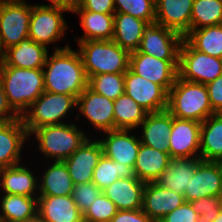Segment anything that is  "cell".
I'll return each instance as SVG.
<instances>
[{"mask_svg":"<svg viewBox=\"0 0 222 222\" xmlns=\"http://www.w3.org/2000/svg\"><path fill=\"white\" fill-rule=\"evenodd\" d=\"M71 48L48 54L43 67L45 91L78 97L88 86L80 53Z\"/></svg>","mask_w":222,"mask_h":222,"instance_id":"obj_1","label":"cell"},{"mask_svg":"<svg viewBox=\"0 0 222 222\" xmlns=\"http://www.w3.org/2000/svg\"><path fill=\"white\" fill-rule=\"evenodd\" d=\"M0 82L12 108L20 115L45 91L43 68L0 67Z\"/></svg>","mask_w":222,"mask_h":222,"instance_id":"obj_2","label":"cell"},{"mask_svg":"<svg viewBox=\"0 0 222 222\" xmlns=\"http://www.w3.org/2000/svg\"><path fill=\"white\" fill-rule=\"evenodd\" d=\"M167 111L176 118L203 122L215 114L205 84L177 77L168 91Z\"/></svg>","mask_w":222,"mask_h":222,"instance_id":"obj_3","label":"cell"},{"mask_svg":"<svg viewBox=\"0 0 222 222\" xmlns=\"http://www.w3.org/2000/svg\"><path fill=\"white\" fill-rule=\"evenodd\" d=\"M74 122L48 125L33 130L30 134L38 143V149L48 161H64L71 156L90 136ZM87 134V135H86ZM36 138V139H35Z\"/></svg>","mask_w":222,"mask_h":222,"instance_id":"obj_4","label":"cell"},{"mask_svg":"<svg viewBox=\"0 0 222 222\" xmlns=\"http://www.w3.org/2000/svg\"><path fill=\"white\" fill-rule=\"evenodd\" d=\"M77 43L88 78L103 73H125L129 69L130 52L113 40H88Z\"/></svg>","mask_w":222,"mask_h":222,"instance_id":"obj_5","label":"cell"},{"mask_svg":"<svg viewBox=\"0 0 222 222\" xmlns=\"http://www.w3.org/2000/svg\"><path fill=\"white\" fill-rule=\"evenodd\" d=\"M74 108H77L76 96L44 91L22 114L21 119L29 135L43 126L67 123L68 113L71 114Z\"/></svg>","mask_w":222,"mask_h":222,"instance_id":"obj_6","label":"cell"},{"mask_svg":"<svg viewBox=\"0 0 222 222\" xmlns=\"http://www.w3.org/2000/svg\"><path fill=\"white\" fill-rule=\"evenodd\" d=\"M64 12L66 13L67 11L60 8L42 7L32 4L29 37L33 42L46 47H49L48 45L56 46L53 50L69 47L68 42L62 48L56 44L61 38L66 37L65 31L68 30V24L63 15Z\"/></svg>","mask_w":222,"mask_h":222,"instance_id":"obj_7","label":"cell"},{"mask_svg":"<svg viewBox=\"0 0 222 222\" xmlns=\"http://www.w3.org/2000/svg\"><path fill=\"white\" fill-rule=\"evenodd\" d=\"M221 75V58L200 52L183 39L179 51V78L206 85Z\"/></svg>","mask_w":222,"mask_h":222,"instance_id":"obj_8","label":"cell"},{"mask_svg":"<svg viewBox=\"0 0 222 222\" xmlns=\"http://www.w3.org/2000/svg\"><path fill=\"white\" fill-rule=\"evenodd\" d=\"M30 17L27 1L0 3V39L5 50L29 37Z\"/></svg>","mask_w":222,"mask_h":222,"instance_id":"obj_9","label":"cell"},{"mask_svg":"<svg viewBox=\"0 0 222 222\" xmlns=\"http://www.w3.org/2000/svg\"><path fill=\"white\" fill-rule=\"evenodd\" d=\"M184 37L179 33L161 26L157 22L149 23L144 28L139 49L162 60H179V51Z\"/></svg>","mask_w":222,"mask_h":222,"instance_id":"obj_10","label":"cell"},{"mask_svg":"<svg viewBox=\"0 0 222 222\" xmlns=\"http://www.w3.org/2000/svg\"><path fill=\"white\" fill-rule=\"evenodd\" d=\"M77 109L79 114L75 115L76 120L79 121L82 114L101 135L115 130L114 101L94 92L88 86L77 97Z\"/></svg>","mask_w":222,"mask_h":222,"instance_id":"obj_11","label":"cell"},{"mask_svg":"<svg viewBox=\"0 0 222 222\" xmlns=\"http://www.w3.org/2000/svg\"><path fill=\"white\" fill-rule=\"evenodd\" d=\"M179 60H162L154 56L133 51L129 68L137 75L162 86L167 92L178 77Z\"/></svg>","mask_w":222,"mask_h":222,"instance_id":"obj_12","label":"cell"},{"mask_svg":"<svg viewBox=\"0 0 222 222\" xmlns=\"http://www.w3.org/2000/svg\"><path fill=\"white\" fill-rule=\"evenodd\" d=\"M124 93L142 106L148 113L167 110L168 92L130 68L124 73Z\"/></svg>","mask_w":222,"mask_h":222,"instance_id":"obj_13","label":"cell"},{"mask_svg":"<svg viewBox=\"0 0 222 222\" xmlns=\"http://www.w3.org/2000/svg\"><path fill=\"white\" fill-rule=\"evenodd\" d=\"M222 194V162L204 161L198 158V167L186 188V202Z\"/></svg>","mask_w":222,"mask_h":222,"instance_id":"obj_14","label":"cell"},{"mask_svg":"<svg viewBox=\"0 0 222 222\" xmlns=\"http://www.w3.org/2000/svg\"><path fill=\"white\" fill-rule=\"evenodd\" d=\"M201 122L179 119L172 116L169 138L171 158L199 157Z\"/></svg>","mask_w":222,"mask_h":222,"instance_id":"obj_15","label":"cell"},{"mask_svg":"<svg viewBox=\"0 0 222 222\" xmlns=\"http://www.w3.org/2000/svg\"><path fill=\"white\" fill-rule=\"evenodd\" d=\"M92 138L89 137L71 156L63 161L74 185L92 181L94 168L103 155L100 141L96 137L92 136Z\"/></svg>","mask_w":222,"mask_h":222,"instance_id":"obj_16","label":"cell"},{"mask_svg":"<svg viewBox=\"0 0 222 222\" xmlns=\"http://www.w3.org/2000/svg\"><path fill=\"white\" fill-rule=\"evenodd\" d=\"M131 132H134V130L115 129L106 131L103 132L102 137L100 135L101 139L98 138V140L106 157L133 168L141 140L139 135L131 134Z\"/></svg>","mask_w":222,"mask_h":222,"instance_id":"obj_17","label":"cell"},{"mask_svg":"<svg viewBox=\"0 0 222 222\" xmlns=\"http://www.w3.org/2000/svg\"><path fill=\"white\" fill-rule=\"evenodd\" d=\"M28 138L21 118L0 121V169L23 163L21 154Z\"/></svg>","mask_w":222,"mask_h":222,"instance_id":"obj_18","label":"cell"},{"mask_svg":"<svg viewBox=\"0 0 222 222\" xmlns=\"http://www.w3.org/2000/svg\"><path fill=\"white\" fill-rule=\"evenodd\" d=\"M185 202L184 195L161 187L156 182H148L143 190L142 210L154 221L174 211Z\"/></svg>","mask_w":222,"mask_h":222,"instance_id":"obj_19","label":"cell"},{"mask_svg":"<svg viewBox=\"0 0 222 222\" xmlns=\"http://www.w3.org/2000/svg\"><path fill=\"white\" fill-rule=\"evenodd\" d=\"M193 2L194 0H155V22L184 37L190 31Z\"/></svg>","mask_w":222,"mask_h":222,"instance_id":"obj_20","label":"cell"},{"mask_svg":"<svg viewBox=\"0 0 222 222\" xmlns=\"http://www.w3.org/2000/svg\"><path fill=\"white\" fill-rule=\"evenodd\" d=\"M141 143L169 154V138L172 128V115L167 111L147 113L140 124Z\"/></svg>","mask_w":222,"mask_h":222,"instance_id":"obj_21","label":"cell"},{"mask_svg":"<svg viewBox=\"0 0 222 222\" xmlns=\"http://www.w3.org/2000/svg\"><path fill=\"white\" fill-rule=\"evenodd\" d=\"M25 164L0 169V192L11 195L39 197L38 176ZM28 167V168H27Z\"/></svg>","mask_w":222,"mask_h":222,"instance_id":"obj_22","label":"cell"},{"mask_svg":"<svg viewBox=\"0 0 222 222\" xmlns=\"http://www.w3.org/2000/svg\"><path fill=\"white\" fill-rule=\"evenodd\" d=\"M48 48L33 42L30 37L5 50L4 64L24 69L43 68L48 56Z\"/></svg>","mask_w":222,"mask_h":222,"instance_id":"obj_23","label":"cell"},{"mask_svg":"<svg viewBox=\"0 0 222 222\" xmlns=\"http://www.w3.org/2000/svg\"><path fill=\"white\" fill-rule=\"evenodd\" d=\"M37 213L45 222H84L72 195L39 196Z\"/></svg>","mask_w":222,"mask_h":222,"instance_id":"obj_24","label":"cell"},{"mask_svg":"<svg viewBox=\"0 0 222 222\" xmlns=\"http://www.w3.org/2000/svg\"><path fill=\"white\" fill-rule=\"evenodd\" d=\"M145 182L131 178H120L102 192L115 204L117 210L142 209Z\"/></svg>","mask_w":222,"mask_h":222,"instance_id":"obj_25","label":"cell"},{"mask_svg":"<svg viewBox=\"0 0 222 222\" xmlns=\"http://www.w3.org/2000/svg\"><path fill=\"white\" fill-rule=\"evenodd\" d=\"M198 158L200 157L171 158L169 165L155 182L167 190L184 195L186 188H189L191 176L198 167Z\"/></svg>","mask_w":222,"mask_h":222,"instance_id":"obj_26","label":"cell"},{"mask_svg":"<svg viewBox=\"0 0 222 222\" xmlns=\"http://www.w3.org/2000/svg\"><path fill=\"white\" fill-rule=\"evenodd\" d=\"M38 176L39 196H70L74 189L73 180L63 161L48 162ZM51 163V164H50Z\"/></svg>","mask_w":222,"mask_h":222,"instance_id":"obj_27","label":"cell"},{"mask_svg":"<svg viewBox=\"0 0 222 222\" xmlns=\"http://www.w3.org/2000/svg\"><path fill=\"white\" fill-rule=\"evenodd\" d=\"M170 159L168 153L141 143L133 167L134 175L142 182H155L169 165Z\"/></svg>","mask_w":222,"mask_h":222,"instance_id":"obj_28","label":"cell"},{"mask_svg":"<svg viewBox=\"0 0 222 222\" xmlns=\"http://www.w3.org/2000/svg\"><path fill=\"white\" fill-rule=\"evenodd\" d=\"M147 24L132 15L115 12L112 40L130 53L137 51Z\"/></svg>","mask_w":222,"mask_h":222,"instance_id":"obj_29","label":"cell"},{"mask_svg":"<svg viewBox=\"0 0 222 222\" xmlns=\"http://www.w3.org/2000/svg\"><path fill=\"white\" fill-rule=\"evenodd\" d=\"M72 13L80 17L79 23L84 33L83 36H79L78 39L73 37L75 42L112 40L114 32V14H104L87 10H73Z\"/></svg>","mask_w":222,"mask_h":222,"instance_id":"obj_30","label":"cell"},{"mask_svg":"<svg viewBox=\"0 0 222 222\" xmlns=\"http://www.w3.org/2000/svg\"><path fill=\"white\" fill-rule=\"evenodd\" d=\"M200 159L222 162V113H215L201 123Z\"/></svg>","mask_w":222,"mask_h":222,"instance_id":"obj_31","label":"cell"},{"mask_svg":"<svg viewBox=\"0 0 222 222\" xmlns=\"http://www.w3.org/2000/svg\"><path fill=\"white\" fill-rule=\"evenodd\" d=\"M0 194V222H19L37 213L38 197Z\"/></svg>","mask_w":222,"mask_h":222,"instance_id":"obj_32","label":"cell"},{"mask_svg":"<svg viewBox=\"0 0 222 222\" xmlns=\"http://www.w3.org/2000/svg\"><path fill=\"white\" fill-rule=\"evenodd\" d=\"M184 39L194 49L222 59V24L191 29Z\"/></svg>","mask_w":222,"mask_h":222,"instance_id":"obj_33","label":"cell"},{"mask_svg":"<svg viewBox=\"0 0 222 222\" xmlns=\"http://www.w3.org/2000/svg\"><path fill=\"white\" fill-rule=\"evenodd\" d=\"M147 113L129 95L123 93L114 100L115 129L137 130Z\"/></svg>","mask_w":222,"mask_h":222,"instance_id":"obj_34","label":"cell"},{"mask_svg":"<svg viewBox=\"0 0 222 222\" xmlns=\"http://www.w3.org/2000/svg\"><path fill=\"white\" fill-rule=\"evenodd\" d=\"M131 177H135L131 166L113 161L103 154L97 166L94 168L92 182L99 189L104 190L120 178Z\"/></svg>","mask_w":222,"mask_h":222,"instance_id":"obj_35","label":"cell"},{"mask_svg":"<svg viewBox=\"0 0 222 222\" xmlns=\"http://www.w3.org/2000/svg\"><path fill=\"white\" fill-rule=\"evenodd\" d=\"M222 24V0H194L190 30Z\"/></svg>","mask_w":222,"mask_h":222,"instance_id":"obj_36","label":"cell"},{"mask_svg":"<svg viewBox=\"0 0 222 222\" xmlns=\"http://www.w3.org/2000/svg\"><path fill=\"white\" fill-rule=\"evenodd\" d=\"M88 87L114 101L124 93V73H103L91 76L88 78Z\"/></svg>","mask_w":222,"mask_h":222,"instance_id":"obj_37","label":"cell"},{"mask_svg":"<svg viewBox=\"0 0 222 222\" xmlns=\"http://www.w3.org/2000/svg\"><path fill=\"white\" fill-rule=\"evenodd\" d=\"M115 12L125 13L146 21L155 22V0H113Z\"/></svg>","mask_w":222,"mask_h":222,"instance_id":"obj_38","label":"cell"},{"mask_svg":"<svg viewBox=\"0 0 222 222\" xmlns=\"http://www.w3.org/2000/svg\"><path fill=\"white\" fill-rule=\"evenodd\" d=\"M115 204L102 192L83 213L84 222H109L117 212Z\"/></svg>","mask_w":222,"mask_h":222,"instance_id":"obj_39","label":"cell"},{"mask_svg":"<svg viewBox=\"0 0 222 222\" xmlns=\"http://www.w3.org/2000/svg\"><path fill=\"white\" fill-rule=\"evenodd\" d=\"M190 203L199 215L196 222H213L222 210L221 195L203 197Z\"/></svg>","mask_w":222,"mask_h":222,"instance_id":"obj_40","label":"cell"},{"mask_svg":"<svg viewBox=\"0 0 222 222\" xmlns=\"http://www.w3.org/2000/svg\"><path fill=\"white\" fill-rule=\"evenodd\" d=\"M101 193L102 190L91 181L75 185L72 192V198L79 210L84 213Z\"/></svg>","mask_w":222,"mask_h":222,"instance_id":"obj_41","label":"cell"},{"mask_svg":"<svg viewBox=\"0 0 222 222\" xmlns=\"http://www.w3.org/2000/svg\"><path fill=\"white\" fill-rule=\"evenodd\" d=\"M198 216V213L192 208L191 203L185 201L158 222H196Z\"/></svg>","mask_w":222,"mask_h":222,"instance_id":"obj_42","label":"cell"},{"mask_svg":"<svg viewBox=\"0 0 222 222\" xmlns=\"http://www.w3.org/2000/svg\"><path fill=\"white\" fill-rule=\"evenodd\" d=\"M73 10H87L104 14L115 13L113 0H77Z\"/></svg>","mask_w":222,"mask_h":222,"instance_id":"obj_43","label":"cell"},{"mask_svg":"<svg viewBox=\"0 0 222 222\" xmlns=\"http://www.w3.org/2000/svg\"><path fill=\"white\" fill-rule=\"evenodd\" d=\"M209 102L215 113H222V75L206 84Z\"/></svg>","mask_w":222,"mask_h":222,"instance_id":"obj_44","label":"cell"},{"mask_svg":"<svg viewBox=\"0 0 222 222\" xmlns=\"http://www.w3.org/2000/svg\"><path fill=\"white\" fill-rule=\"evenodd\" d=\"M109 222H154L142 209L118 210Z\"/></svg>","mask_w":222,"mask_h":222,"instance_id":"obj_45","label":"cell"},{"mask_svg":"<svg viewBox=\"0 0 222 222\" xmlns=\"http://www.w3.org/2000/svg\"><path fill=\"white\" fill-rule=\"evenodd\" d=\"M19 118H21V116L9 104L4 88L0 82V121H12Z\"/></svg>","mask_w":222,"mask_h":222,"instance_id":"obj_46","label":"cell"},{"mask_svg":"<svg viewBox=\"0 0 222 222\" xmlns=\"http://www.w3.org/2000/svg\"><path fill=\"white\" fill-rule=\"evenodd\" d=\"M49 1V4H33V5H38V6H42V7H53V8H60L63 9L65 11H67L68 13H72L74 7L77 4V0H47Z\"/></svg>","mask_w":222,"mask_h":222,"instance_id":"obj_47","label":"cell"},{"mask_svg":"<svg viewBox=\"0 0 222 222\" xmlns=\"http://www.w3.org/2000/svg\"><path fill=\"white\" fill-rule=\"evenodd\" d=\"M19 222H45V221L38 213H36L33 217L24 219L23 221H19Z\"/></svg>","mask_w":222,"mask_h":222,"instance_id":"obj_48","label":"cell"},{"mask_svg":"<svg viewBox=\"0 0 222 222\" xmlns=\"http://www.w3.org/2000/svg\"><path fill=\"white\" fill-rule=\"evenodd\" d=\"M5 49L2 47L1 39H0V67L4 63Z\"/></svg>","mask_w":222,"mask_h":222,"instance_id":"obj_49","label":"cell"},{"mask_svg":"<svg viewBox=\"0 0 222 222\" xmlns=\"http://www.w3.org/2000/svg\"><path fill=\"white\" fill-rule=\"evenodd\" d=\"M213 222H222V210L220 211L219 215L214 219Z\"/></svg>","mask_w":222,"mask_h":222,"instance_id":"obj_50","label":"cell"},{"mask_svg":"<svg viewBox=\"0 0 222 222\" xmlns=\"http://www.w3.org/2000/svg\"><path fill=\"white\" fill-rule=\"evenodd\" d=\"M19 1H25V0H0V3H3V2H19Z\"/></svg>","mask_w":222,"mask_h":222,"instance_id":"obj_51","label":"cell"}]
</instances>
